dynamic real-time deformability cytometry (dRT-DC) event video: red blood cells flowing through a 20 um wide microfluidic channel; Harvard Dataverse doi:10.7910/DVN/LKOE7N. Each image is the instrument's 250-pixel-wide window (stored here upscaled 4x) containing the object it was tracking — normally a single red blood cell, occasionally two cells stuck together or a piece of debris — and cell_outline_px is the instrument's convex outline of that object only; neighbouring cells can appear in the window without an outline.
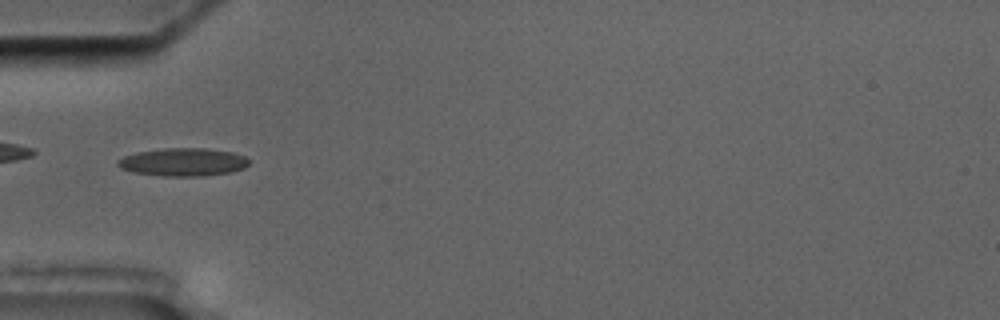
{"species": "common noctule bat (a hibernating species)", "species_latin": "Nyctalus noctula", "temperature_condition": "cold", "stored_images_in_passage": 8, "camera_frame_rate_fps": 3000, "um_per_image_px": 0.085, "animal": {"sex": "male", "body_mass_g": 17.5, "forearm_length_mm": 52.3}, "frame": {"image": 1, "passage_image": 4, "time_ms": 6.0, "image_size_px": [1000, 320], "cell_outline_px": [[248, 164], [244, 168], [232, 172], [200, 176], [164, 176], [132, 172], [120, 168], [116, 164], [116, 160], [124, 156], [136, 152], [164, 148], [204, 148], [232, 152], [244, 156], [248, 160]], "centroid_in_image_um": [15.52, 13.77], "position_along_channel_um": 69.5, "area_um2": 21.44}}
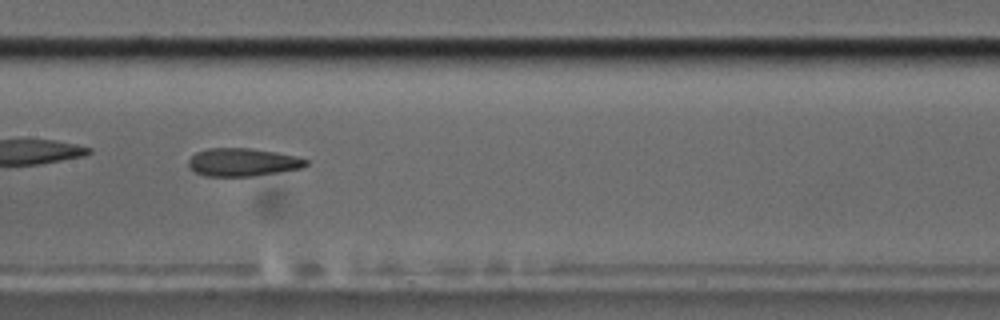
{"frame": {"image": 2, "passage_image": 7, "time_ms": 9.333, "image_size_px": [1000, 320], "cell_outline_px": [[308, 164], [304, 168], [252, 176], [204, 176], [196, 172], [188, 164], [188, 160], [196, 152], [208, 148], [248, 148], [276, 152], [296, 156], [308, 160]], "centroid_in_image_um": [20.65, 13.79], "position_along_channel_um": 186.8, "area_um2": 19.13}}